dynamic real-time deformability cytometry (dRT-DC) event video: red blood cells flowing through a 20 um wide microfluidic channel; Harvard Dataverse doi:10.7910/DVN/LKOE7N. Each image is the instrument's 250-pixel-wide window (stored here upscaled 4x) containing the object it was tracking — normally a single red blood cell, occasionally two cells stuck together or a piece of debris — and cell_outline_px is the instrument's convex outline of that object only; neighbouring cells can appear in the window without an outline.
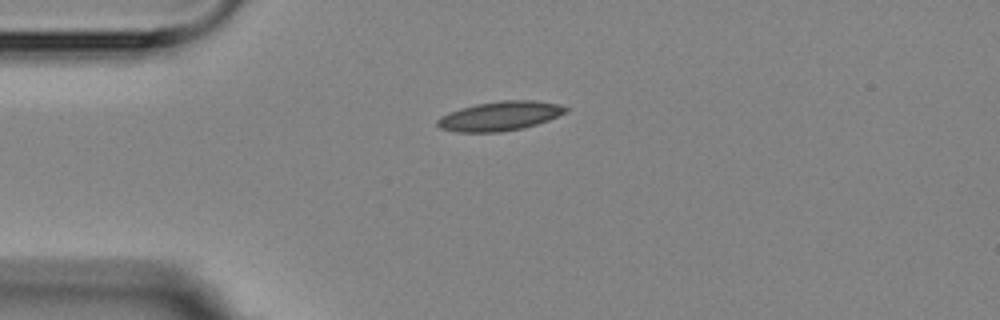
{"species": "Egyptian fruit bat (a non-hibernating species)", "species_latin": "Rousettus aegyptiacus", "temperature_condition": "room temperature", "stored_images_in_passage": 2, "camera_frame_rate_fps": 3000, "um_per_image_px": 0.085, "animal": {"sex": "female"}, "frame": {"image": 1, "passage_image": 1, "time_ms": 0.0, "image_size_px": [1000, 320], "cell_outline_px": [[568, 112], [548, 120], [524, 128], [500, 132], [456, 132], [440, 128], [436, 124], [436, 120], [440, 116], [448, 112], [460, 108], [476, 104], [504, 100], [536, 100], [560, 104], [568, 108]], "centroid_in_image_um": [42.49, 9.86], "position_along_channel_um": 42.5, "area_um2": 22.08}}